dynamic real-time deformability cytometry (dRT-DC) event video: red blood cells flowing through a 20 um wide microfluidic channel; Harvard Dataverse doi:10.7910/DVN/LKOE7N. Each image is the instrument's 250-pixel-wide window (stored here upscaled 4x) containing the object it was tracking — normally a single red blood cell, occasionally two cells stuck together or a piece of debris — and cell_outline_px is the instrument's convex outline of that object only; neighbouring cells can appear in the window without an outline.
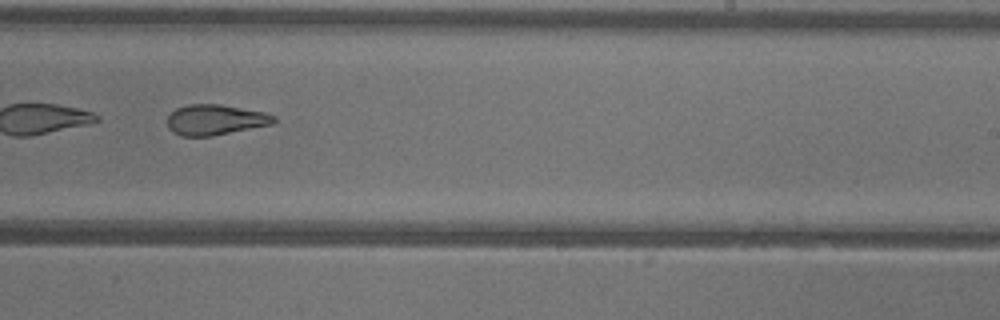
{"species": "common noctule bat (a hibernating species)", "species_latin": "Nyctalus noctula", "temperature_condition": "warm", "stored_images_in_passage": 35, "camera_frame_rate_fps": 3000, "um_per_image_px": 0.085, "animal": {"sex": "female"}, "frame": {"image": 1, "passage_image": 16, "time_ms": 5.0, "image_size_px": [1000, 320], "cell_outline_px": [[276, 120], [272, 124], [212, 136], [180, 136], [172, 132], [168, 128], [168, 116], [176, 108], [192, 104], [220, 104], [264, 112], [276, 116]], "centroid_in_image_um": [18.29, 10.18], "position_along_channel_um": 270.7, "area_um2": 18.84}}